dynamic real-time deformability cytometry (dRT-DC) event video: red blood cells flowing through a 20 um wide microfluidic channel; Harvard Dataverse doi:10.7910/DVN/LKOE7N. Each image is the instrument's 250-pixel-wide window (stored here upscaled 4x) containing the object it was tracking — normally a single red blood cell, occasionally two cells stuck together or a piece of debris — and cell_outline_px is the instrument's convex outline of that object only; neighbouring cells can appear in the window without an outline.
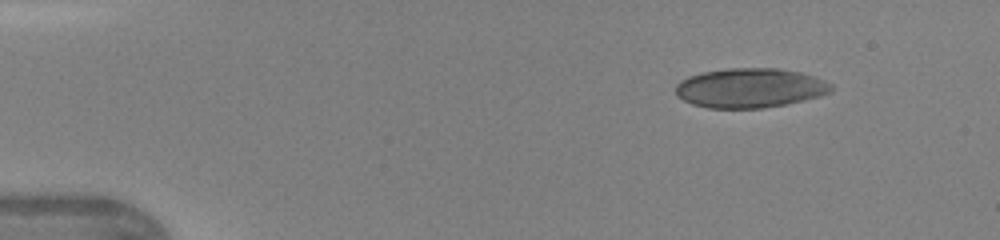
{"species": "human", "species_latin": "Homo sapiens", "temperature_condition": "warm", "stored_images_in_passage": 32, "camera_frame_rate_fps": 3000, "um_per_image_px": 0.085, "donor": {"sex": "female"}, "frame": {"image": 1, "passage_image": 1, "time_ms": 0.0, "image_size_px": [1000, 240], "cell_outline_px": [[832, 92], [820, 96], [804, 100], [784, 104], [760, 108], [708, 108], [692, 104], [676, 96], [676, 84], [680, 80], [688, 76], [704, 72], [728, 68], [776, 68], [800, 72], [824, 80], [832, 84]], "centroid_in_image_um": [63.74, 7.47], "position_along_channel_um": 21.3, "area_um2": 35.78}}
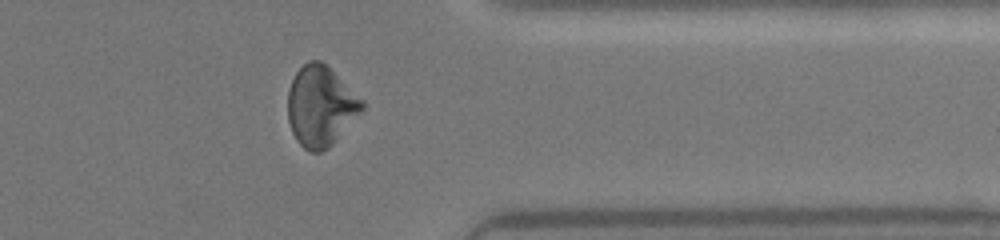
{"frame": {"image": 2, "passage_image": 28, "time_ms": 9.0, "image_size_px": [1000, 240], "cell_outline_px": [[364, 108], [336, 140], [328, 148], [320, 152], [312, 152], [304, 148], [296, 140], [292, 132], [288, 120], [288, 92], [292, 80], [296, 72], [308, 60], [320, 60], [364, 100]], "centroid_in_image_um": [27.24, 9.03], "position_along_channel_um": 384.2, "area_um2": 34.39}}
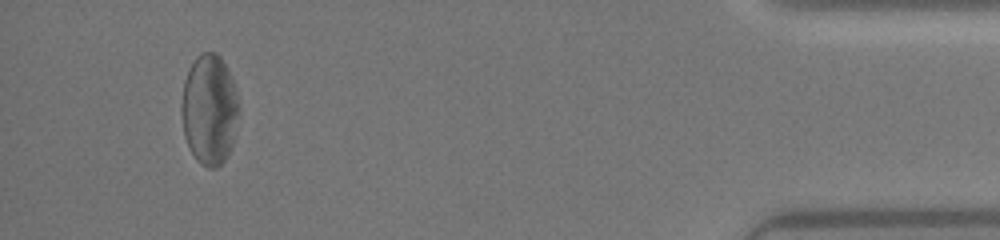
{"frame": {"image": 3, "passage_image": 31, "time_ms": 10.0, "image_size_px": [1000, 240], "cell_outline_px": [[240, 108], [232, 144], [228, 156], [216, 168], [208, 168], [200, 164], [196, 160], [184, 136], [180, 112], [180, 104], [184, 80], [188, 68], [196, 56], [200, 52], [216, 52], [220, 56], [232, 76], [236, 88], [240, 104]], "centroid_in_image_um": [17.79, 9.28], "position_along_channel_um": 417.4, "area_um2": 37.69}, "authors_computed_cell_mechanics": {"area_um2": 34.4199, "velocity_mm_per_s": 4.3972, "shape_relaxation_time_tau1_ms": null, "shape_relaxation_time_tau2_ms": 0.9455, "deformation_change_tau1": null, "deformation_change_tau2": 0.0695}}